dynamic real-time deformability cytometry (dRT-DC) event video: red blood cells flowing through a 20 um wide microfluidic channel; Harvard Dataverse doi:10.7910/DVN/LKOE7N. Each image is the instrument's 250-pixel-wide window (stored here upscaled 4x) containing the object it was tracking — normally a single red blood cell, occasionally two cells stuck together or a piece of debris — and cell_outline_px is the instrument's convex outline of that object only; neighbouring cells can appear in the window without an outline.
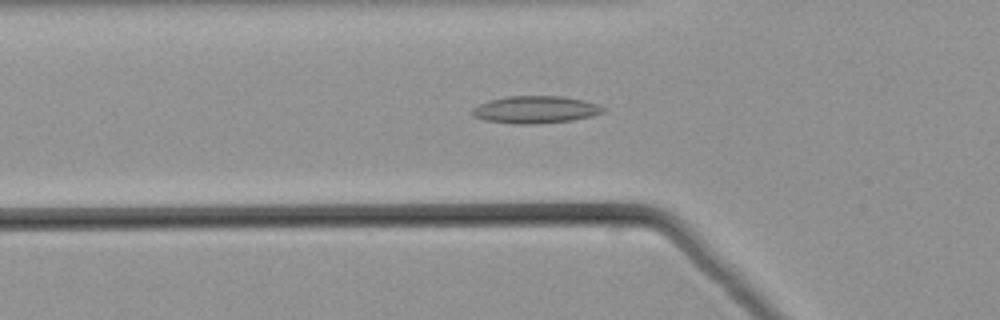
{"species": "common noctule bat (a hibernating species)", "species_latin": "Nyctalus noctula", "temperature_condition": "warm", "stored_images_in_passage": 45, "camera_frame_rate_fps": 3000, "um_per_image_px": 0.085, "animal": {"sex": "male", "body_mass_g": 21.5, "forearm_length_mm": 52.0}, "frame": {"image": 1, "passage_image": 11, "time_ms": 3.333, "image_size_px": [1000, 320], "cell_outline_px": [[608, 108], [604, 112], [592, 116], [572, 120], [536, 124], [512, 124], [484, 120], [472, 116], [472, 108], [488, 100], [508, 96], [560, 96], [584, 100]], "centroid_in_image_um": [45.51, 9.32], "position_along_channel_um": 80.3, "area_um2": 20.98}}
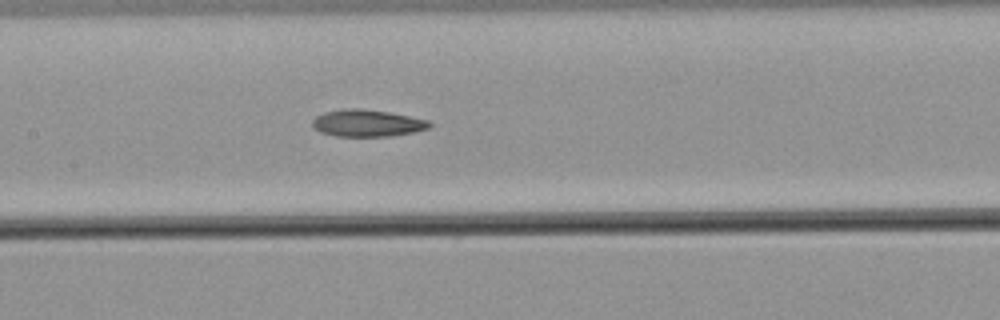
{"frame": {"image": 2, "passage_image": 18, "time_ms": 5.667, "image_size_px": [1000, 320], "cell_outline_px": [[432, 128], [412, 132], [388, 136], [336, 136], [320, 132], [312, 128], [312, 120], [316, 116], [324, 112], [344, 108], [360, 108], [388, 112], [428, 120], [432, 124]], "centroid_in_image_um": [31.18, 10.46], "position_along_channel_um": 176.2, "area_um2": 18.44}}
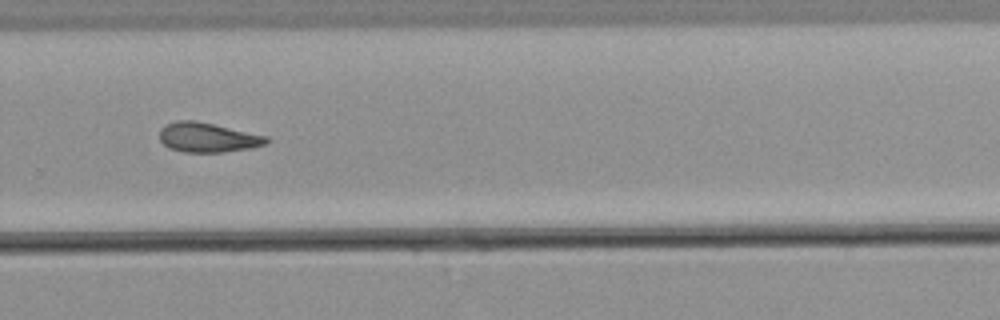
{"frame": {"image": 3, "passage_image": 28, "time_ms": 9.0, "image_size_px": [1000, 320], "cell_outline_px": [[272, 140], [268, 144], [252, 148], [224, 152], [184, 152], [168, 148], [160, 140], [160, 128], [164, 124], [176, 120], [196, 120], [268, 136]], "centroid_in_image_um": [17.68, 11.68], "position_along_channel_um": 312.1, "area_um2": 18.79}}